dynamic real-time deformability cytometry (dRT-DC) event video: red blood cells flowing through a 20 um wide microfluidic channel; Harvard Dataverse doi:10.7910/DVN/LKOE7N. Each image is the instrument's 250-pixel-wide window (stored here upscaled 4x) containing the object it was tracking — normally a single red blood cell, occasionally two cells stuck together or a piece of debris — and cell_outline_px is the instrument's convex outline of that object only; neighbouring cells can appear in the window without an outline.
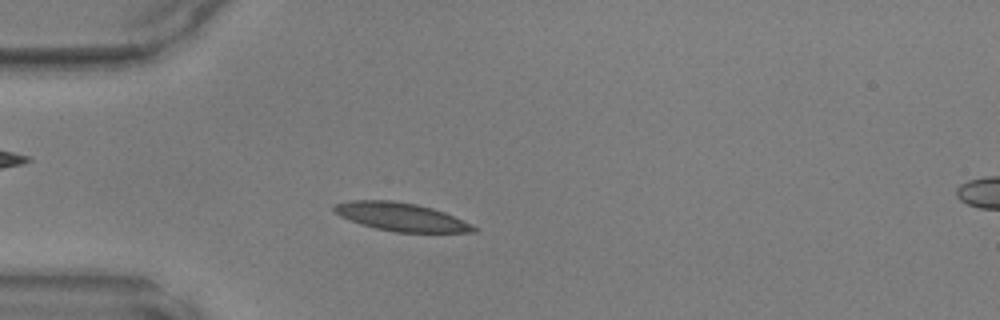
{"species": "common noctule bat (a hibernating species)", "species_latin": "Nyctalus noctula", "temperature_condition": "warm", "stored_images_in_passage": 43, "camera_frame_rate_fps": 3000, "um_per_image_px": 0.085, "animal": {"sex": "male", "body_mass_g": 17.9, "forearm_length_mm": 54.2}, "frame": {"image": 1, "passage_image": 9, "time_ms": 2.667, "image_size_px": [1000, 320], "cell_outline_px": [[476, 232], [396, 232], [376, 228], [360, 224], [340, 216], [332, 212], [332, 204], [348, 200], [392, 200], [416, 204], [432, 208], [444, 212], [476, 228]], "centroid_in_image_um": [33.96, 18.42], "position_along_channel_um": 51.0, "area_um2": 22.77}}
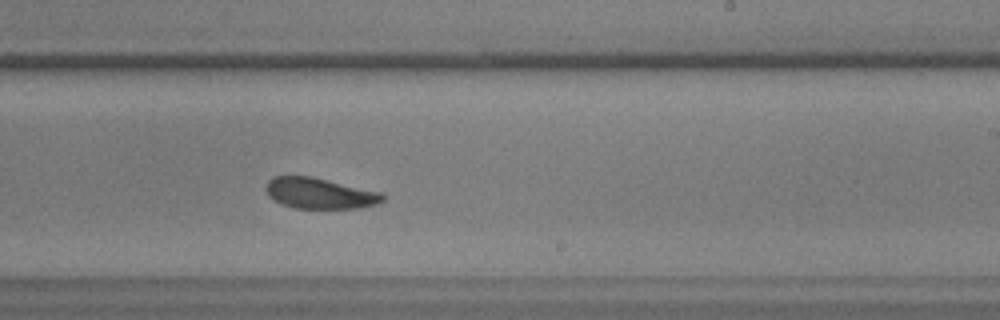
{"frame": {"image": 2, "passage_image": 25, "time_ms": 8.0, "image_size_px": [1000, 320], "cell_outline_px": [[384, 200], [376, 204], [356, 208], [292, 208], [280, 204], [268, 196], [264, 188], [268, 180], [272, 176], [312, 176], [380, 192], [384, 196]], "centroid_in_image_um": [27.1, 16.43], "position_along_channel_um": 261.9, "area_um2": 21.04}}
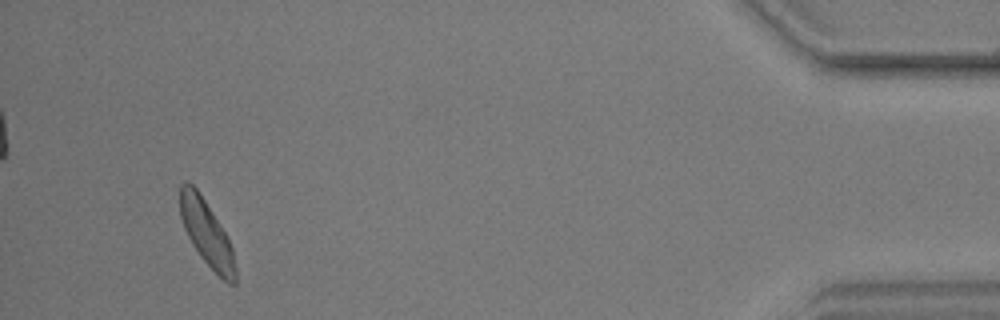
{"frame": {"image": 3, "passage_image": 41, "time_ms": 13.333, "image_size_px": [1000, 320], "cell_outline_px": [[236, 284], [228, 284], [200, 256], [192, 244], [184, 228], [180, 216], [180, 184], [184, 180], [188, 180], [196, 188], [228, 236], [232, 248], [236, 268]], "centroid_in_image_um": [17.56, 19.8], "position_along_channel_um": 417.6, "area_um2": 20.98}}